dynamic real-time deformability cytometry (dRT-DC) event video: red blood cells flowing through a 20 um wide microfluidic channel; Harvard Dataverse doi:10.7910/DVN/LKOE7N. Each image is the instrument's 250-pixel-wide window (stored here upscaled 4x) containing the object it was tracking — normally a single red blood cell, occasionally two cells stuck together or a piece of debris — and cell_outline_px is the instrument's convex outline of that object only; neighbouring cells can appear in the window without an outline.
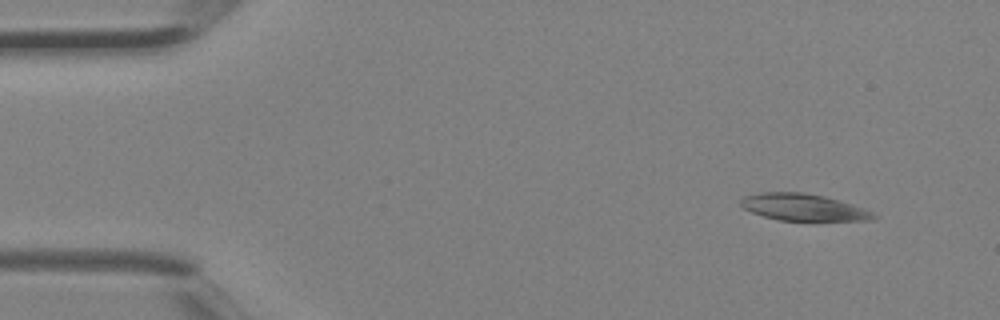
{"species": "Egyptian fruit bat (a non-hibernating species)", "species_latin": "Rousettus aegyptiacus", "temperature_condition": "room temperature", "stored_images_in_passage": 4, "camera_frame_rate_fps": 3000, "um_per_image_px": 0.085, "animal": {"sex": "female"}, "frame": {"image": 1, "passage_image": 2, "time_ms": 0.333, "image_size_px": [1000, 320], "cell_outline_px": [[880, 216], [872, 220], [780, 220], [764, 216], [752, 212], [744, 208], [740, 204], [740, 200], [744, 196], [760, 192], [804, 192], [824, 196], [852, 204], [864, 208]], "centroid_in_image_um": [68.29, 17.61], "position_along_channel_um": 16.7, "area_um2": 20.63}}
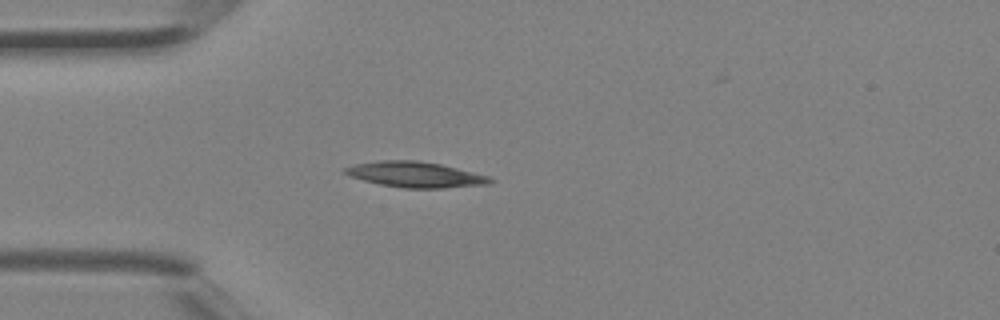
{"frame": {"image": 2, "passage_image": 4, "time_ms": 1.0, "image_size_px": [1000, 320], "cell_outline_px": [[496, 180], [488, 184], [444, 188], [404, 188], [380, 184], [364, 180], [352, 176], [344, 172], [344, 168], [356, 164], [380, 160], [416, 160], [440, 164], [488, 176]], "centroid_in_image_um": [35.33, 14.84], "position_along_channel_um": 49.7, "area_um2": 21.33}}